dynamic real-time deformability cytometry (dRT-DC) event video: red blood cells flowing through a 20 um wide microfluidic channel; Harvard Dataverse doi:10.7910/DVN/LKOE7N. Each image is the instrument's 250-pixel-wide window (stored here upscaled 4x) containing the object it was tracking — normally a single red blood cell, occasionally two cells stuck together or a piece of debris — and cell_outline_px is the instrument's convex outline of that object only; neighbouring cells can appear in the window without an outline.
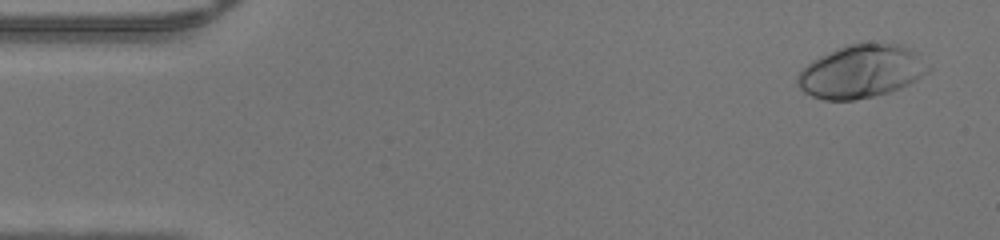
{"species": "human", "species_latin": "Homo sapiens", "temperature_condition": "warm", "stored_images_in_passage": 47, "camera_frame_rate_fps": 3000, "um_per_image_px": 0.085, "donor": {"sex": "male"}, "frame": {"image": 1, "passage_image": 2, "time_ms": 0.333, "image_size_px": [1000, 240], "cell_outline_px": [[932, 68], [928, 72], [916, 80], [900, 88], [888, 92], [872, 96], [852, 100], [824, 100], [812, 96], [804, 92], [796, 84], [796, 76], [812, 60], [836, 48], [848, 44], [900, 44], [912, 48]], "centroid_in_image_um": [73.21, 6.07], "position_along_channel_um": 11.8, "area_um2": 40.29}}
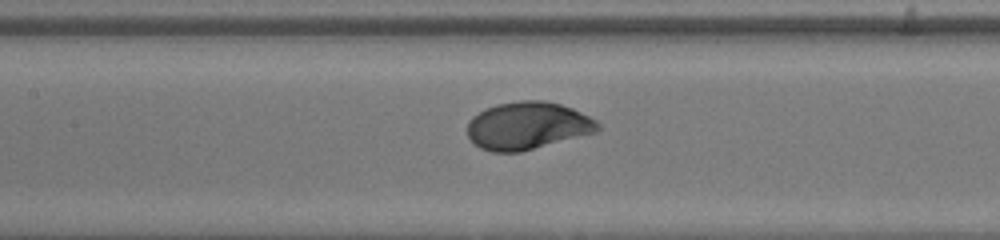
{"frame": {"image": 2, "passage_image": 21, "time_ms": 6.667, "image_size_px": [1000, 240], "cell_outline_px": [[600, 128], [596, 132], [520, 152], [492, 152], [480, 148], [468, 136], [468, 120], [472, 116], [484, 108], [496, 104], [520, 100], [544, 100], [560, 104], [572, 108], [596, 120], [600, 124]], "centroid_in_image_um": [44.82, 10.67], "position_along_channel_um": 162.6, "area_um2": 36.18}}
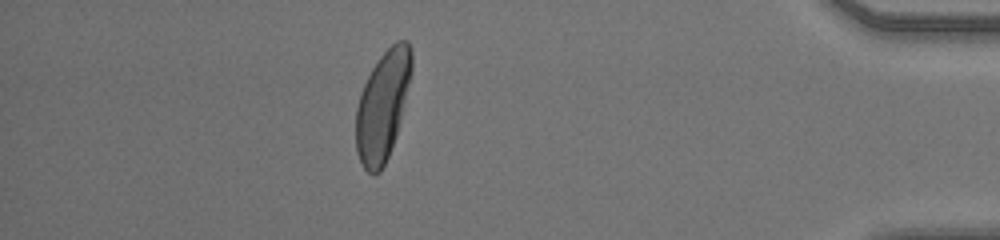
{"frame": {"image": 3, "passage_image": 41, "time_ms": 13.333, "image_size_px": [1000, 240], "cell_outline_px": [[412, 72], [396, 136], [388, 156], [380, 172], [372, 176], [364, 168], [356, 152], [356, 108], [360, 92], [372, 68], [380, 56], [396, 40], [408, 40], [412, 52]], "centroid_in_image_um": [32.52, 8.97], "position_along_channel_um": 402.7, "area_um2": 35.43}}